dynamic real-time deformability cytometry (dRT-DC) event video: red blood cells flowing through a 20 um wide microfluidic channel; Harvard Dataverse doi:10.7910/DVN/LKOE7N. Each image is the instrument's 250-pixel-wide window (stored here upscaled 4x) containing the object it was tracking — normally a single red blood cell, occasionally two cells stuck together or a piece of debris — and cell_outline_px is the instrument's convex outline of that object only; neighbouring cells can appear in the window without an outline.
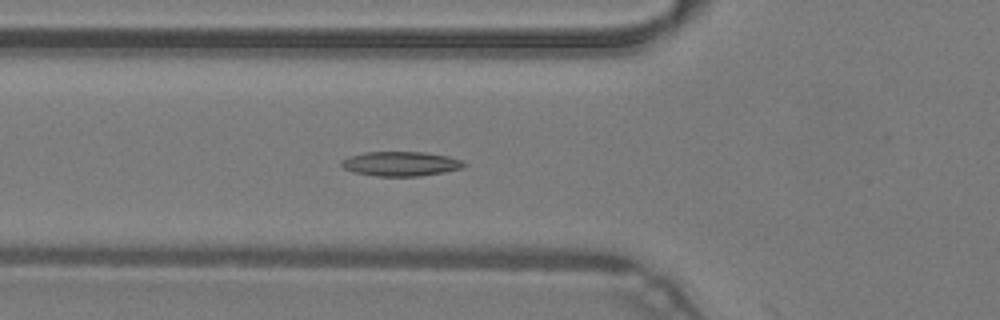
{"species": "common noctule bat (a hibernating species)", "species_latin": "Nyctalus noctula", "temperature_condition": "warm", "stored_images_in_passage": 17, "camera_frame_rate_fps": 3000, "um_per_image_px": 0.085, "animal": {"sex": "male", "body_mass_g": 19.2, "forearm_length_mm": 51.8}, "frame": {"image": 1, "passage_image": 16, "time_ms": 5.0, "image_size_px": [1000, 320], "cell_outline_px": [[468, 164], [460, 168], [444, 172], [420, 176], [376, 176], [352, 172], [344, 168], [340, 164], [340, 160], [348, 156], [364, 152], [424, 152], [448, 156], [464, 160]], "centroid_in_image_um": [34.04, 13.91], "position_along_channel_um": 91.8, "area_um2": 17.69}}